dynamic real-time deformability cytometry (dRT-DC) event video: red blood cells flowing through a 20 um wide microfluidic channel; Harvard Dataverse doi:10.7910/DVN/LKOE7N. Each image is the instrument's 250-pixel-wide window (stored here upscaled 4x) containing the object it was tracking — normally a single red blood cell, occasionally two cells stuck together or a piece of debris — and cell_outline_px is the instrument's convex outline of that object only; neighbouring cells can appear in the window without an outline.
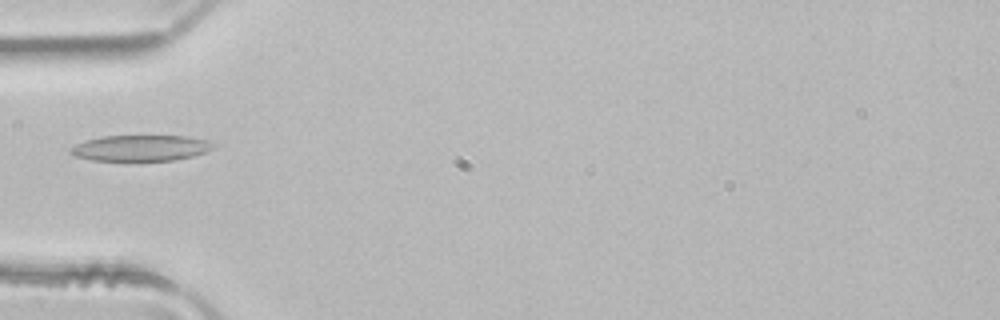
{"species": "common noctule bat (a hibernating species)", "species_latin": "Nyctalus noctula", "temperature_condition": "room temperature", "stored_images_in_passage": 4, "camera_frame_rate_fps": 3000, "um_per_image_px": 0.085, "animal": {"sex": "male", "body_mass_g": 21.5, "forearm_length_mm": 52.0}, "frame": {"image": 1, "passage_image": 4, "time_ms": 1.0, "image_size_px": [1000, 320], "cell_outline_px": [[216, 144], [208, 152], [176, 160], [136, 164], [128, 164], [92, 160], [76, 156], [68, 152], [68, 148], [84, 140], [100, 136], [188, 136], [208, 140]], "centroid_in_image_um": [11.92, 12.64], "position_along_channel_um": 73.1, "area_um2": 23.0}}